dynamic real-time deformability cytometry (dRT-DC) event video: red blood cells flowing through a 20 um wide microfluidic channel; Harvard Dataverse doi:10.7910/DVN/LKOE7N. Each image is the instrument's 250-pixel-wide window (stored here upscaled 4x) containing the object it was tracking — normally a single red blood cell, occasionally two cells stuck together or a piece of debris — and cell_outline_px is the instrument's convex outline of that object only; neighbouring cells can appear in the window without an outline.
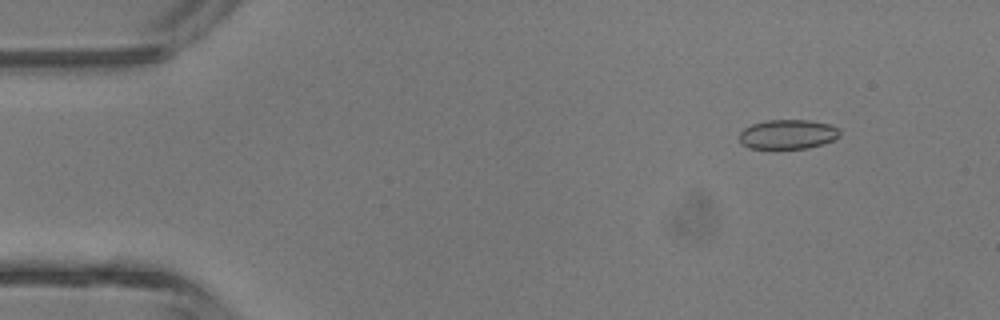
{"species": "common noctule bat (a hibernating species)", "species_latin": "Nyctalus noctula", "temperature_condition": "room temperature", "stored_images_in_passage": 3, "camera_frame_rate_fps": 3000, "um_per_image_px": 0.085, "animal": {"sex": "male", "body_mass_g": 13.3}, "frame": {"image": 1, "passage_image": 1, "time_ms": 0.0, "image_size_px": [1000, 320], "cell_outline_px": [[840, 136], [824, 144], [808, 148], [748, 148], [740, 144], [740, 132], [744, 128], [752, 124], [768, 120], [808, 120], [828, 124], [836, 128], [840, 132]], "centroid_in_image_um": [66.94, 11.42], "position_along_channel_um": 18.1, "area_um2": 17.17}}